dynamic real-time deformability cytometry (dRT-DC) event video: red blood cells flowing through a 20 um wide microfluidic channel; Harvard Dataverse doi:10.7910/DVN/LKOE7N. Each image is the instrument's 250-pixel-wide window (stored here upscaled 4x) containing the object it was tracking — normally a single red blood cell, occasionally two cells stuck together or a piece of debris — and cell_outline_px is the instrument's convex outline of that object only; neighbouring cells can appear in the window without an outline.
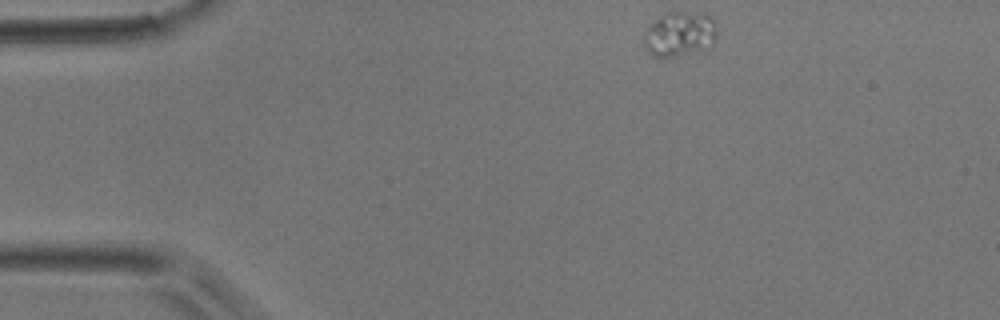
{"species": "common noctule bat (a hibernating species)", "species_latin": "Nyctalus noctula", "temperature_condition": "room temperature", "stored_images_in_passage": 33, "camera_frame_rate_fps": 3000, "um_per_image_px": 0.085, "animal": {"sex": "male", "body_mass_g": 17.9}, "frame": {"image": 1, "passage_image": 1, "time_ms": 0.0, "image_size_px": [1000, 320], "cell_outline_px": [[716, 36], [712, 48], [708, 52], [660, 60], [648, 52], [644, 44], [644, 32], [660, 16], [668, 12], [684, 12], [708, 16], [712, 20], [716, 28]], "centroid_in_image_um": [57.79, 3.01], "position_along_channel_um": 27.2, "area_um2": 19.71}}
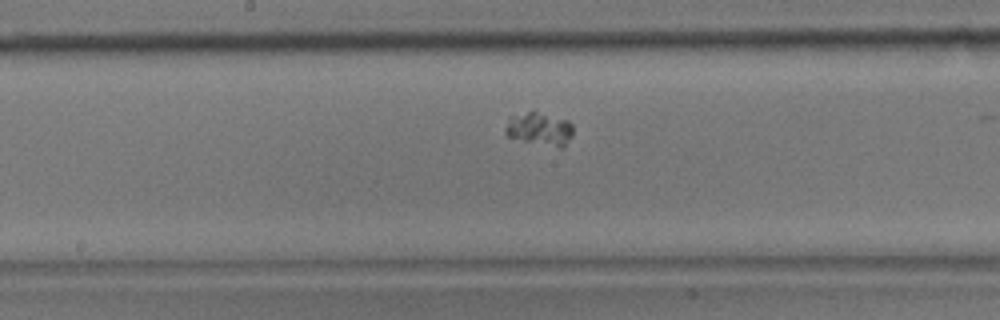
{"frame": {"image": 2, "passage_image": 18, "time_ms": 5.667, "image_size_px": [1000, 320], "cell_outline_px": [[572, 136], [564, 148], [560, 148], [524, 140], [508, 136], [504, 132], [504, 128], [508, 116], [528, 112], [536, 112], [568, 120], [572, 124]], "centroid_in_image_um": [45.86, 10.96], "position_along_channel_um": 202.3, "area_um2": 12.95}}
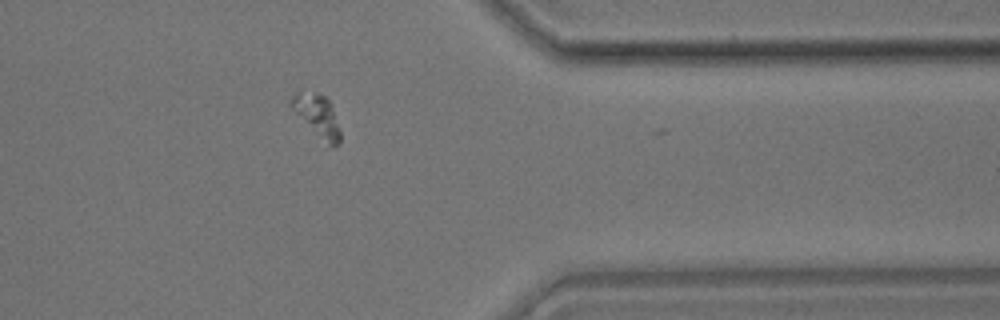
{"frame": {"image": 3, "passage_image": 32, "time_ms": 10.333, "image_size_px": [1000, 320], "cell_outline_px": [[340, 140], [336, 144], [328, 144], [292, 108], [292, 96], [324, 96], [332, 104], [340, 132]], "centroid_in_image_um": [27.07, 9.89], "position_along_channel_um": 384.3, "area_um2": 10.4}}